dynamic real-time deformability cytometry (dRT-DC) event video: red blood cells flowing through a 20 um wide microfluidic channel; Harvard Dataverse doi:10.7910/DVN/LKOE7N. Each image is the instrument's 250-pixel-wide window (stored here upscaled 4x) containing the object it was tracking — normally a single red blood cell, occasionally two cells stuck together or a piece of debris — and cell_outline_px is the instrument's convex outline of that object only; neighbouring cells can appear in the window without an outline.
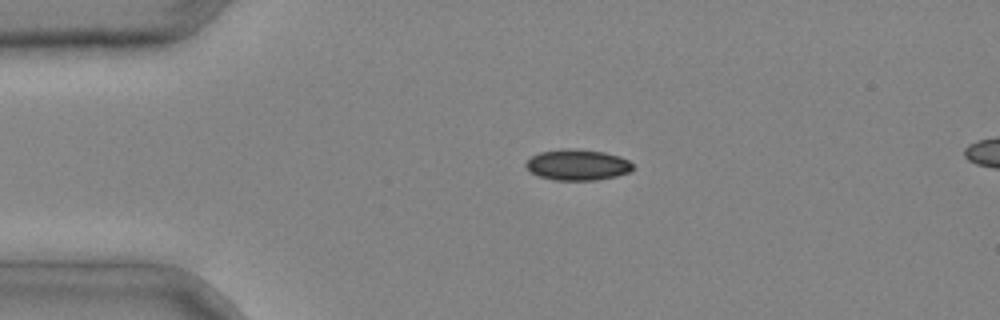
{"species": "common noctule bat (a hibernating species)", "species_latin": "Nyctalus noctula", "temperature_condition": "cold", "stored_images_in_passage": 3, "camera_frame_rate_fps": 3000, "um_per_image_px": 0.085, "animal": {"sex": "male", "body_mass_g": 20.4}, "frame": {"image": 1, "passage_image": 1, "time_ms": 0.0, "image_size_px": [1000, 320], "cell_outline_px": [[632, 168], [628, 172], [616, 176], [596, 180], [552, 180], [540, 176], [532, 172], [524, 164], [532, 156], [540, 152], [560, 148], [568, 148], [604, 152], [620, 156], [628, 160], [632, 164]], "centroid_in_image_um": [49.08, 14.0], "position_along_channel_um": 35.9, "area_um2": 19.13}}